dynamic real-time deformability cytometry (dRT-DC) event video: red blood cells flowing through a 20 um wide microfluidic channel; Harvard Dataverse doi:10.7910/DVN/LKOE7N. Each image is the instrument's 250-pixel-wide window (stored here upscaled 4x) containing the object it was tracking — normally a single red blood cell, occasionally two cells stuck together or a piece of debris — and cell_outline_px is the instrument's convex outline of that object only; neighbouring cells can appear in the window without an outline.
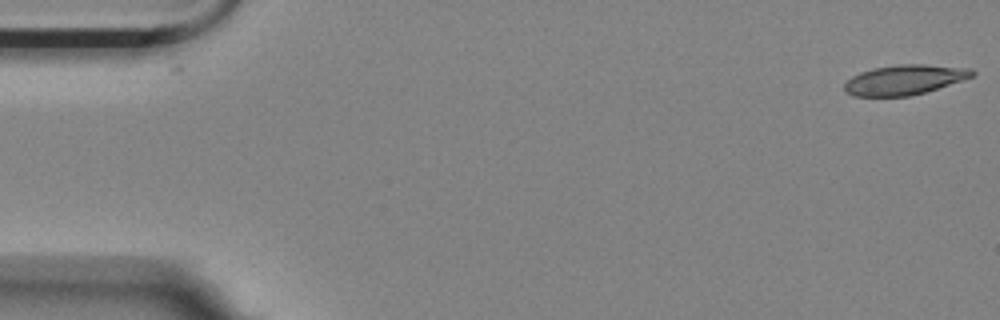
{"species": "Egyptian fruit bat (a non-hibernating species)", "species_latin": "Rousettus aegyptiacus", "temperature_condition": "room temperature", "stored_images_in_passage": 56, "camera_frame_rate_fps": 3000, "um_per_image_px": 0.085, "animal": {"sex": "female"}, "frame": {"image": 1, "passage_image": 1, "time_ms": 0.0, "image_size_px": [1000, 320], "cell_outline_px": [[976, 72], [972, 76], [924, 92], [908, 96], [852, 96], [844, 92], [844, 84], [852, 76], [860, 72], [872, 68], [900, 64], [924, 64], [972, 68]], "centroid_in_image_um": [76.83, 6.77], "position_along_channel_um": 8.2, "area_um2": 22.08}}
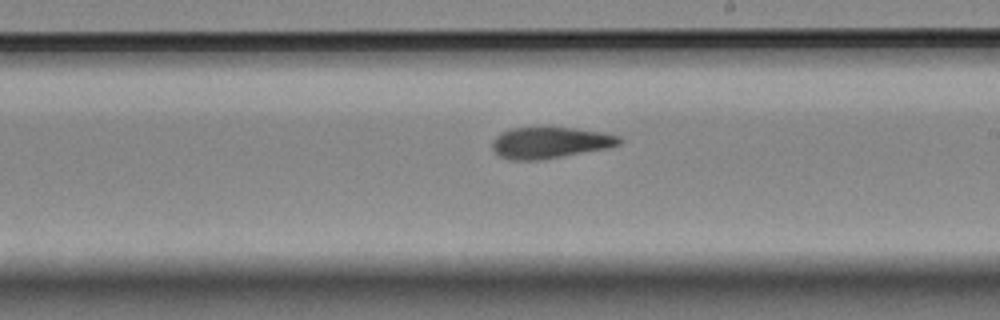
{"frame": {"image": 2, "passage_image": 32, "time_ms": 10.333, "image_size_px": [1000, 320], "cell_outline_px": [[624, 140], [620, 144], [608, 148], [536, 160], [512, 160], [500, 156], [492, 148], [492, 140], [500, 132], [512, 128], [572, 128], [604, 132], [620, 136]], "centroid_in_image_um": [46.77, 12.12], "position_along_channel_um": 242.2, "area_um2": 22.95}}
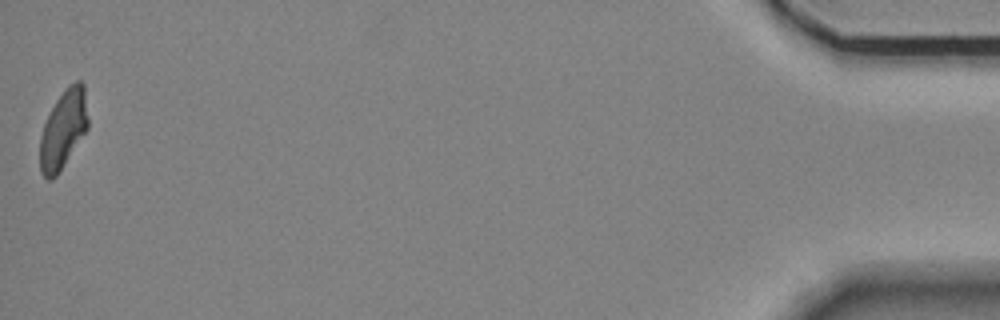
{"frame": {"image": 3, "passage_image": 56, "time_ms": 18.333, "image_size_px": [1000, 320], "cell_outline_px": [[88, 128], [56, 176], [52, 180], [48, 180], [40, 172], [40, 136], [44, 124], [56, 100], [68, 84], [76, 80], [80, 80], [84, 84], [88, 120]], "centroid_in_image_um": [5.38, 10.97], "position_along_channel_um": 429.8, "area_um2": 21.85}, "authors_computed_cell_mechanics": {"area_um2": 23.3801, "velocity_mm_per_s": 3.5285, "shape_relaxation_time_tau1_ms": 8.8279, "shape_relaxation_time_tau2_ms": 6.8217, "deformation_change_tau1": 0.199, "deformation_change_tau2": 0.1475}}